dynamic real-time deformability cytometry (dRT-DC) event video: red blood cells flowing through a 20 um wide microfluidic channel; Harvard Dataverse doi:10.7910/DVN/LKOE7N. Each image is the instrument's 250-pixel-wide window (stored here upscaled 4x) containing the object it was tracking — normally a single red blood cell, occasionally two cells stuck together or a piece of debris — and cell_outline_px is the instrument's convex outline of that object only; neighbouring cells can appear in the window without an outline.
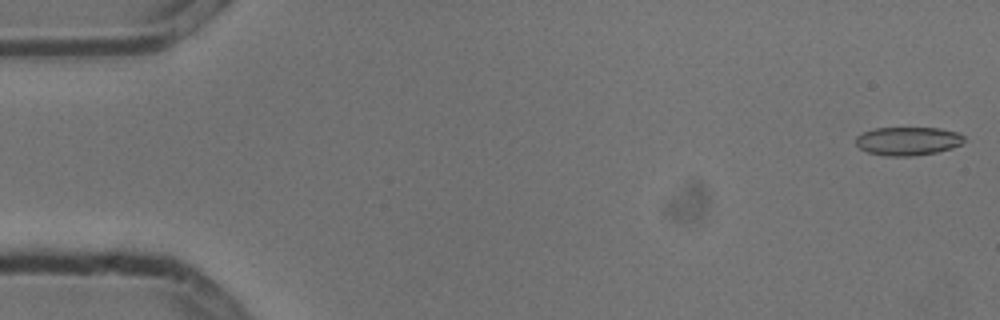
{"species": "common noctule bat (a hibernating species)", "species_latin": "Nyctalus noctula", "temperature_condition": "cold", "stored_images_in_passage": 4, "camera_frame_rate_fps": 3000, "um_per_image_px": 0.085, "animal": {"sex": "male", "body_mass_g": 13.3}, "frame": {"image": 1, "passage_image": 1, "time_ms": 0.0, "image_size_px": [1000, 320], "cell_outline_px": [[964, 140], [960, 144], [952, 148], [936, 152], [912, 156], [888, 156], [868, 152], [860, 148], [856, 144], [856, 136], [864, 132], [876, 128], [940, 128], [960, 132], [964, 136]], "centroid_in_image_um": [77.19, 11.98], "position_along_channel_um": 7.8, "area_um2": 17.92}}